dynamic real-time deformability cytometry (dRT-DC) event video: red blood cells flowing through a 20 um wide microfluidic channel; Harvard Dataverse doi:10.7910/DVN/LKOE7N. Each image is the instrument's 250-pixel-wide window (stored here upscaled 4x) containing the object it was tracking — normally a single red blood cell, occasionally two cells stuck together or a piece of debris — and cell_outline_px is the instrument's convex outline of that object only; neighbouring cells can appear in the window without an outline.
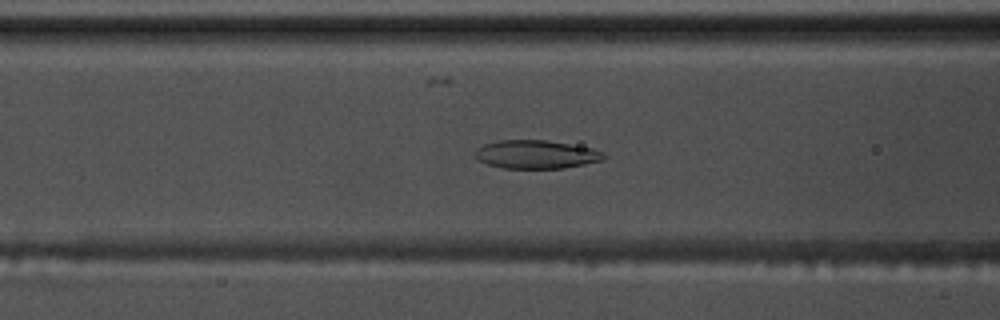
{"species": "common noctule bat (a hibernating species)", "species_latin": "Nyctalus noctula", "temperature_condition": "warm", "stored_images_in_passage": 55, "camera_frame_rate_fps": 3000, "um_per_image_px": 0.085, "animal": {"sex": "male", "body_mass_g": 17.5, "forearm_length_mm": 52.3}, "frame": {"image": 1, "passage_image": 22, "time_ms": 7.0, "image_size_px": [1000, 320], "cell_outline_px": [[608, 156], [604, 160], [564, 168], [504, 168], [488, 164], [472, 156], [472, 152], [476, 148], [484, 144], [500, 140], [548, 140], [592, 148], [604, 152]], "centroid_in_image_um": [45.57, 13.12], "position_along_channel_um": 121.0, "area_um2": 21.5}}
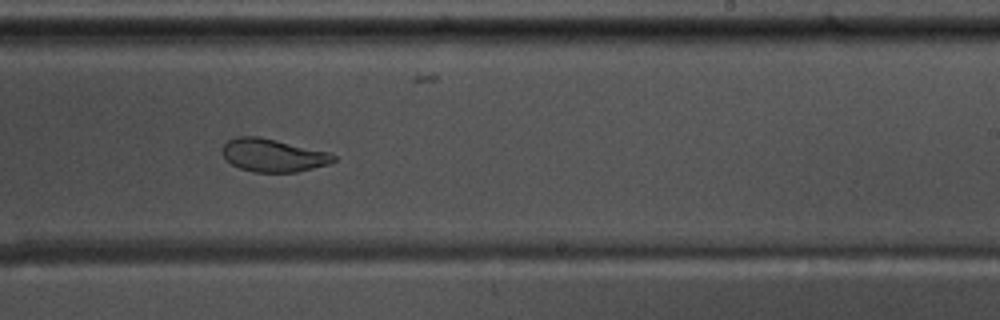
{"frame": {"image": 2, "passage_image": 34, "time_ms": 11.0, "image_size_px": [1000, 320], "cell_outline_px": [[336, 160], [328, 164], [296, 172], [252, 172], [240, 168], [232, 164], [224, 156], [224, 144], [228, 140], [236, 136], [260, 136], [332, 152], [336, 156]], "centroid_in_image_um": [23.26, 13.19], "position_along_channel_um": 265.7, "area_um2": 21.44}}
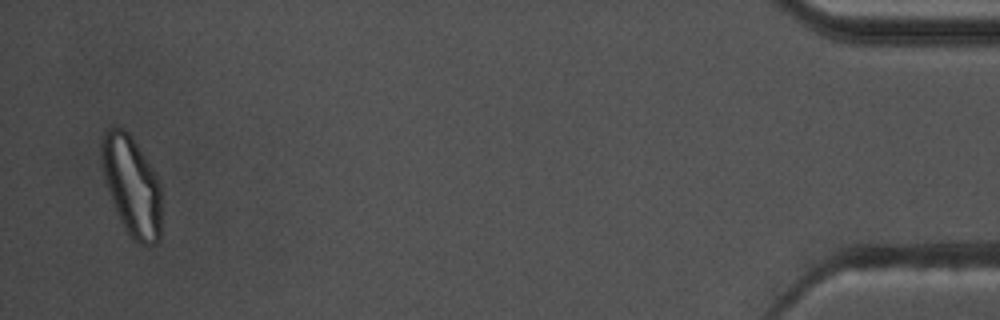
{"frame": {"image": 3, "passage_image": 54, "time_ms": 17.667, "image_size_px": [1000, 320], "cell_outline_px": [[160, 240], [156, 244], [148, 248], [132, 240], [124, 228], [116, 212], [104, 176], [100, 156], [100, 144], [104, 132], [108, 128], [124, 128], [128, 132], [152, 168], [160, 184]], "centroid_in_image_um": [11.19, 15.85], "position_along_channel_um": 424.0, "area_um2": 34.8}, "authors_computed_cell_mechanics": {"area_um2": 25.143, "velocity_mm_per_s": 3.6288, "shape_relaxation_time_tau1_ms": null, "shape_relaxation_time_tau2_ms": 1.9602, "deformation_change_tau1": null, "deformation_change_tau2": 0.0599}}